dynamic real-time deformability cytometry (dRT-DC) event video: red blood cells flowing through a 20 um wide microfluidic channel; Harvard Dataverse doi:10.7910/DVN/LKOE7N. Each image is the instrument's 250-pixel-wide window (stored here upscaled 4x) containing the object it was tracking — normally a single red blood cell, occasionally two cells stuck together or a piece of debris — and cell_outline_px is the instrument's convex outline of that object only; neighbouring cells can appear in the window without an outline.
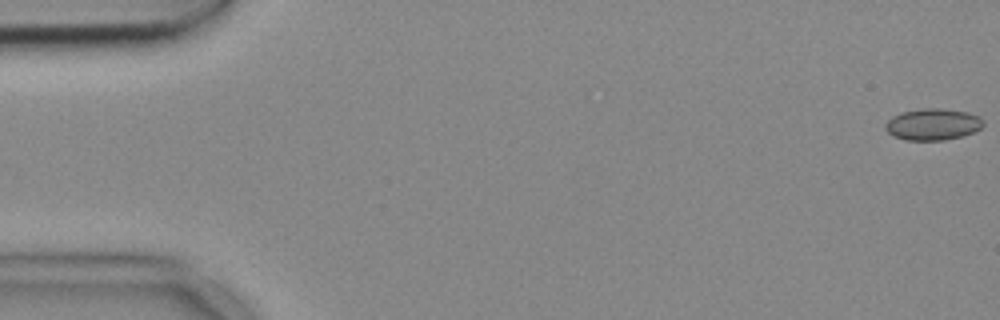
{"species": "common noctule bat (a hibernating species)", "species_latin": "Nyctalus noctula", "temperature_condition": "cold", "stored_images_in_passage": 4, "camera_frame_rate_fps": 3000, "um_per_image_px": 0.085, "animal": {"sex": "female", "body_mass_g": 18.4}, "frame": {"image": 1, "passage_image": 1, "time_ms": 0.0, "image_size_px": [1000, 320], "cell_outline_px": [[984, 124], [980, 128], [972, 132], [960, 136], [944, 140], [904, 140], [892, 136], [884, 128], [884, 124], [892, 116], [900, 112], [924, 108], [940, 108], [968, 112], [980, 116], [984, 120]], "centroid_in_image_um": [79.26, 10.56], "position_along_channel_um": 5.7, "area_um2": 18.15}}
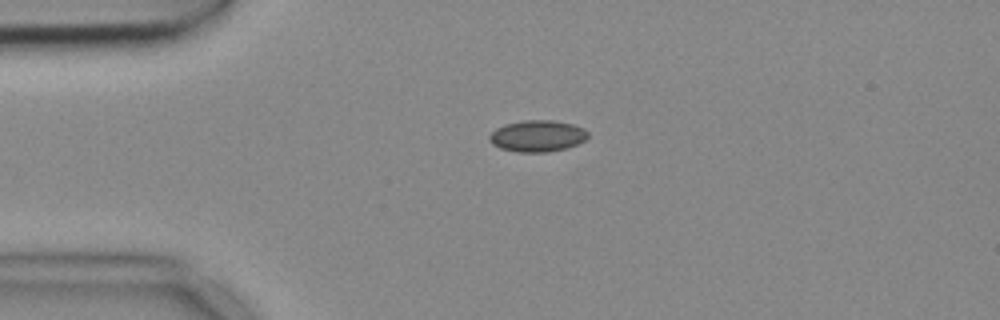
{"frame": {"image": 2, "passage_image": 4, "time_ms": 1.0, "image_size_px": [1000, 320], "cell_outline_px": [[588, 136], [584, 140], [576, 144], [564, 148], [548, 152], [516, 152], [500, 148], [492, 144], [488, 140], [488, 136], [496, 128], [504, 124], [524, 120], [552, 120], [572, 124], [584, 128], [588, 132]], "centroid_in_image_um": [45.64, 11.55], "position_along_channel_um": 39.4, "area_um2": 18.09}}